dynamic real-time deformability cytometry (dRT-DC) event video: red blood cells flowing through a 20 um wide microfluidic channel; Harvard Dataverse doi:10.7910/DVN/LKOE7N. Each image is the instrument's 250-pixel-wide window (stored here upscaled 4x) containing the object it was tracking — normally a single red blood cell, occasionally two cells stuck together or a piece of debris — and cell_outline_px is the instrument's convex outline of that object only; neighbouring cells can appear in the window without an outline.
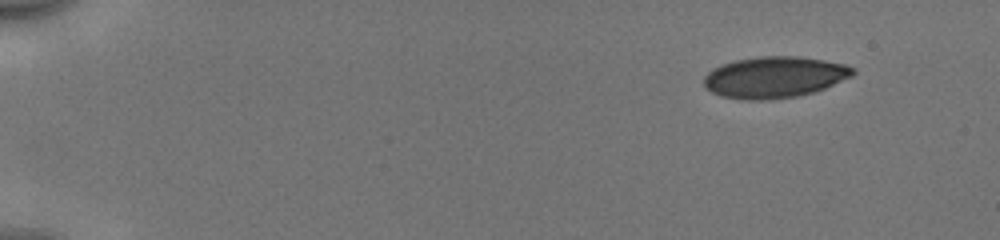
{"species": "human", "species_latin": "Homo sapiens", "temperature_condition": "cold", "stored_images_in_passage": 48, "camera_frame_rate_fps": 3000, "um_per_image_px": 0.085, "donor": {"sex": "male"}, "frame": {"image": 1, "passage_image": 1, "time_ms": 0.0, "image_size_px": [1000, 240], "cell_outline_px": [[856, 72], [852, 76], [824, 88], [812, 92], [796, 96], [768, 100], [744, 100], [720, 96], [704, 88], [704, 76], [712, 68], [720, 64], [736, 60], [760, 56], [800, 56], [824, 60], [844, 64], [856, 68]], "centroid_in_image_um": [65.8, 6.56], "position_along_channel_um": 19.2, "area_um2": 36.07}}
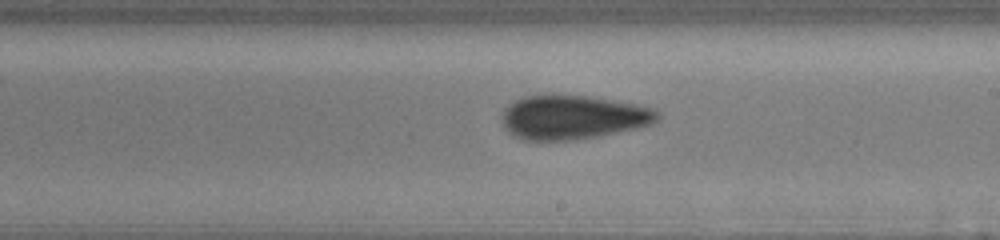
{"frame": {"image": 2, "passage_image": 28, "time_ms": 9.0, "image_size_px": [1000, 240], "cell_outline_px": [[660, 116], [652, 124], [636, 128], [600, 136], [576, 140], [520, 140], [512, 136], [504, 128], [500, 116], [504, 108], [508, 104], [524, 96], [552, 92], [588, 96], [636, 104], [656, 108], [660, 112]], "centroid_in_image_um": [48.64, 9.94], "position_along_channel_um": 240.4, "area_um2": 41.04}}
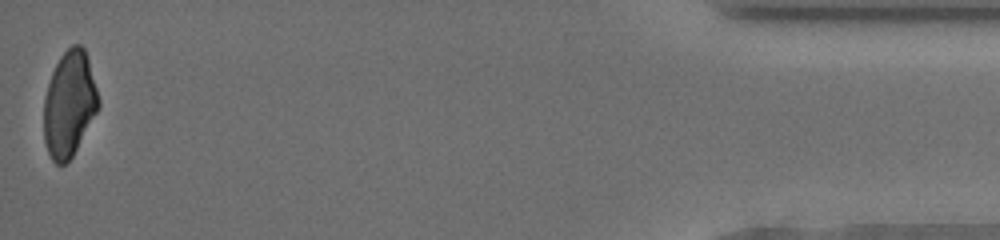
{"frame": {"image": 3, "passage_image": 48, "time_ms": 15.667, "image_size_px": [1000, 240], "cell_outline_px": [[100, 104], [96, 112], [72, 156], [64, 164], [56, 164], [52, 160], [48, 152], [44, 140], [44, 96], [52, 72], [60, 56], [72, 44], [80, 44], [84, 48], [88, 60], [100, 100]], "centroid_in_image_um": [5.87, 8.83], "position_along_channel_um": 429.3, "area_um2": 33.23}, "authors_computed_cell_mechanics": {"area_um2": 37.7145, "velocity_mm_per_s": 3.9796, "shape_relaxation_time_tau1_ms": 8.5203, "shape_relaxation_time_tau2_ms": 1.6984, "deformation_change_tau1": 0.1722, "deformation_change_tau2": 0.0846}}